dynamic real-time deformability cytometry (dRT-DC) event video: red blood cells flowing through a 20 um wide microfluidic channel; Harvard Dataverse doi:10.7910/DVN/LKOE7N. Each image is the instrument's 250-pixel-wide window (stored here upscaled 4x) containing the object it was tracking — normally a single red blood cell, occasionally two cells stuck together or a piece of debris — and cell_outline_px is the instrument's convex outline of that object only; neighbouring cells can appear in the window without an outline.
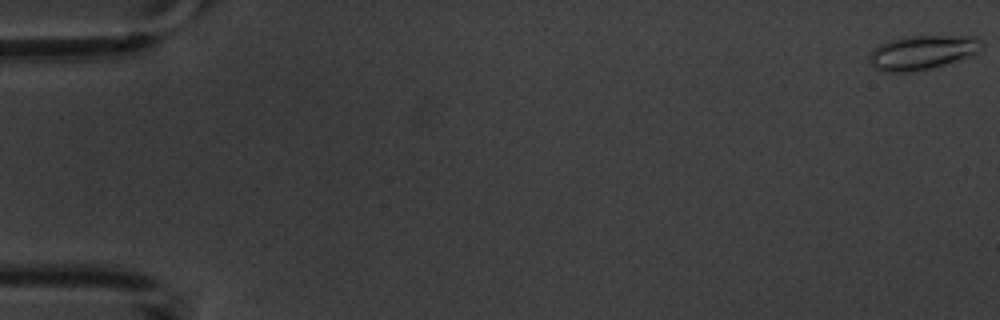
{"species": "common noctule bat (a hibernating species)", "species_latin": "Nyctalus noctula", "temperature_condition": "warm", "stored_images_in_passage": 10, "camera_frame_rate_fps": 3000, "um_per_image_px": 0.085, "animal": {"sex": "male", "body_mass_g": 20.1, "forearm_length_mm": 53.5}, "frame": {"image": 1, "passage_image": 1, "time_ms": 0.0, "image_size_px": [1000, 320], "cell_outline_px": [[984, 44], [980, 52], [972, 56], [916, 72], [884, 72], [876, 68], [868, 60], [868, 56], [880, 44], [888, 40], [904, 36], [976, 36]], "centroid_in_image_um": [78.43, 4.45], "position_along_channel_um": 6.6, "area_um2": 22.6}}
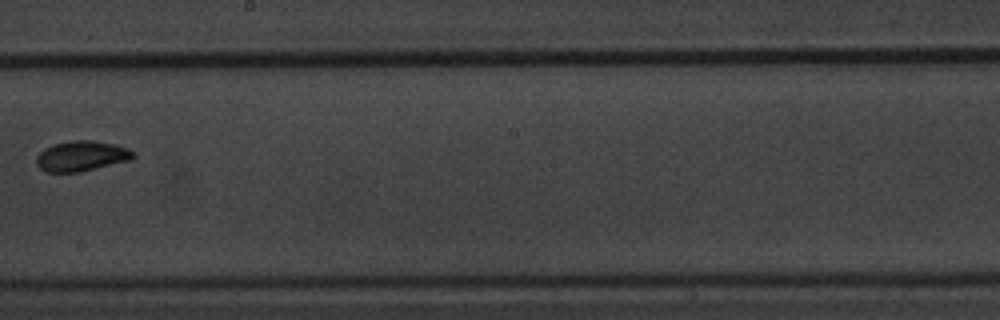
{"frame": {"image": 2, "passage_image": 9, "time_ms": 10.667, "image_size_px": [1000, 320], "cell_outline_px": [[136, 156], [132, 160], [80, 172], [44, 172], [36, 164], [36, 156], [44, 148], [52, 144], [72, 140], [92, 140], [116, 144], [128, 148], [136, 152]], "centroid_in_image_um": [6.95, 13.26], "position_along_channel_um": 241.2, "area_um2": 17.46}}
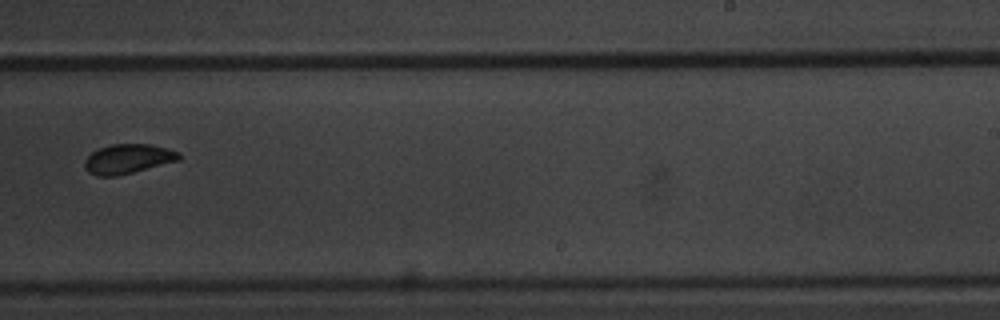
{"frame": {"image": 3, "passage_image": 10, "time_ms": 11.667, "image_size_px": [1000, 320], "cell_outline_px": [[180, 160], [116, 176], [96, 176], [88, 172], [84, 168], [84, 160], [92, 152], [100, 148], [112, 144], [152, 144], [168, 148], [180, 152]], "centroid_in_image_um": [10.87, 13.5], "position_along_channel_um": 278.1, "area_um2": 16.24}}